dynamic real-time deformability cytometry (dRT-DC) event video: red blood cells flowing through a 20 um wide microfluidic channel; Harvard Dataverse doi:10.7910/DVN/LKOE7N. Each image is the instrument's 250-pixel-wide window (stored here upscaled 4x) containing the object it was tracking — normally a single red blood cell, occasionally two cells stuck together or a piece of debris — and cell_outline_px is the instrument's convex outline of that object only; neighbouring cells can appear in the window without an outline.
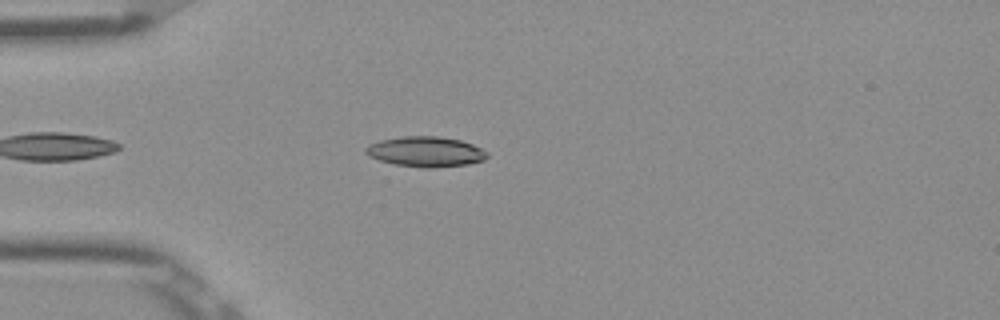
{"species": "Egyptian fruit bat (a non-hibernating species)", "species_latin": "Rousettus aegyptiacus", "temperature_condition": "room temperature", "stored_images_in_passage": 44, "camera_frame_rate_fps": 3000, "um_per_image_px": 0.085, "frame": {"image": 1, "passage_image": 6, "time_ms": 1.667, "image_size_px": [1000, 320], "cell_outline_px": [[488, 156], [484, 160], [468, 164], [432, 168], [424, 168], [396, 164], [380, 160], [368, 156], [364, 152], [364, 148], [368, 144], [380, 140], [404, 136], [440, 136], [460, 140], [472, 144], [488, 152]], "centroid_in_image_um": [36.17, 12.89], "position_along_channel_um": 48.8, "area_um2": 21.44}}
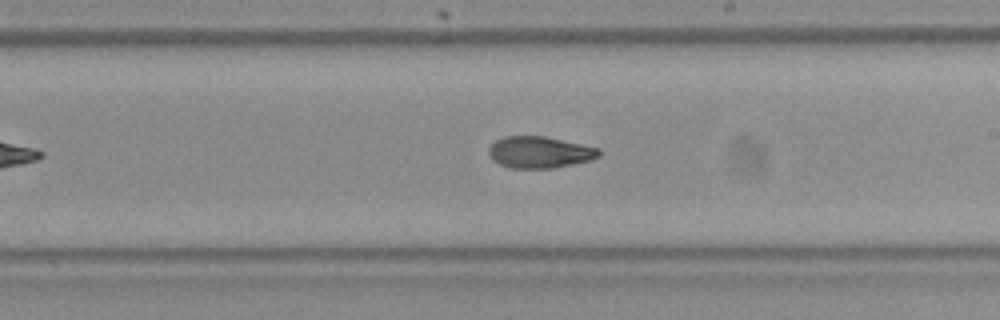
{"frame": {"image": 2, "passage_image": 22, "time_ms": 7.0, "image_size_px": [1000, 320], "cell_outline_px": [[600, 156], [592, 160], [552, 168], [512, 168], [500, 164], [492, 160], [488, 152], [488, 148], [496, 140], [504, 136], [544, 136], [600, 148]], "centroid_in_image_um": [45.87, 12.94], "position_along_channel_um": 243.1, "area_um2": 20.29}}
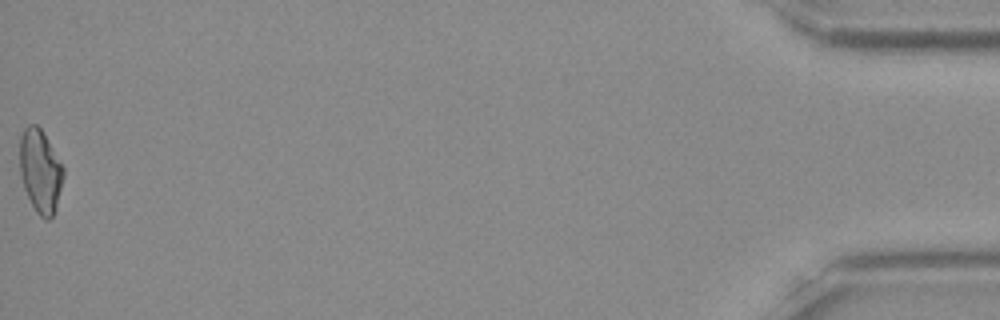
{"frame": {"image": 3, "passage_image": 44, "time_ms": 14.333, "image_size_px": [1000, 320], "cell_outline_px": [[64, 176], [56, 204], [52, 216], [48, 220], [44, 220], [36, 212], [24, 188], [20, 176], [20, 136], [24, 128], [28, 124], [36, 124], [40, 128], [64, 168]], "centroid_in_image_um": [3.41, 14.53], "position_along_channel_um": 431.8, "area_um2": 20.87}, "authors_computed_cell_mechanics": {"area_um2": 20.6057, "velocity_mm_per_s": 3.9065, "shape_relaxation_time_tau1_ms": 9.43, "shape_relaxation_time_tau2_ms": 2.9592, "deformation_change_tau1": 0.2147, "deformation_change_tau2": 0.082}}